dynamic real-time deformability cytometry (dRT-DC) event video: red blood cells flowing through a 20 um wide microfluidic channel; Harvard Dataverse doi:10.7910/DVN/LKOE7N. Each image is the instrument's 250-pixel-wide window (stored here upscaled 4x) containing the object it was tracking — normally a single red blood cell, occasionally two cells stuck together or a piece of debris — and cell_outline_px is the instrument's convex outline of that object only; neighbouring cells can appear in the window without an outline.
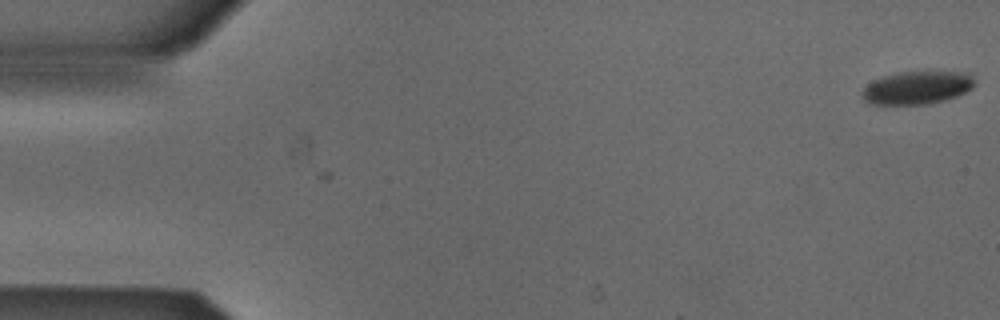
{"species": "Egyptian fruit bat (a non-hibernating species)", "species_latin": "Rousettus aegyptiacus", "temperature_condition": "cold", "stored_images_in_passage": 3, "camera_frame_rate_fps": 3000, "um_per_image_px": 0.085, "animal": {"sex": "male"}, "frame": {"image": 1, "passage_image": 3, "time_ms": 0.667, "image_size_px": [1000, 320], "cell_outline_px": [[972, 88], [956, 96], [944, 100], [924, 104], [868, 104], [864, 100], [864, 88], [868, 84], [884, 76], [900, 72], [968, 72], [972, 76]], "centroid_in_image_um": [77.95, 7.45], "position_along_channel_um": 7.0, "area_um2": 21.1}}